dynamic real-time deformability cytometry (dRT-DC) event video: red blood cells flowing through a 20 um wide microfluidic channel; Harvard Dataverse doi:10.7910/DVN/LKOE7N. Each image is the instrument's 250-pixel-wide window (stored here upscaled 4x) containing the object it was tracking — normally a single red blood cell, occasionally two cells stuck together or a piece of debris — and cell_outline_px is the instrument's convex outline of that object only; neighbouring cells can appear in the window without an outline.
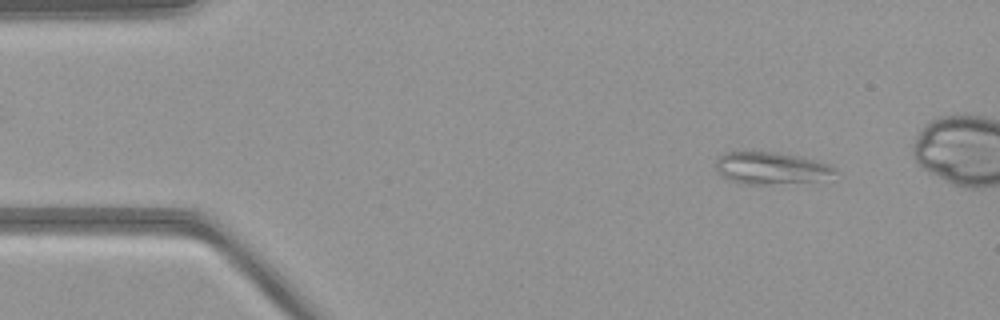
{"species": "common noctule bat (a hibernating species)", "species_latin": "Nyctalus noctula", "temperature_condition": "warm", "stored_images_in_passage": 52, "camera_frame_rate_fps": 3000, "um_per_image_px": 0.085, "animal": {"sex": "female", "body_mass_g": 21.9}, "frame": {"image": 1, "passage_image": 5, "time_ms": 1.333, "image_size_px": [1000, 320], "cell_outline_px": [[840, 172], [816, 180], [768, 184], [740, 184], [728, 180], [720, 176], [716, 172], [716, 156], [724, 152], [780, 152], [800, 156], [828, 164], [836, 168]], "centroid_in_image_um": [65.46, 14.28], "position_along_channel_um": 19.5, "area_um2": 22.43}}
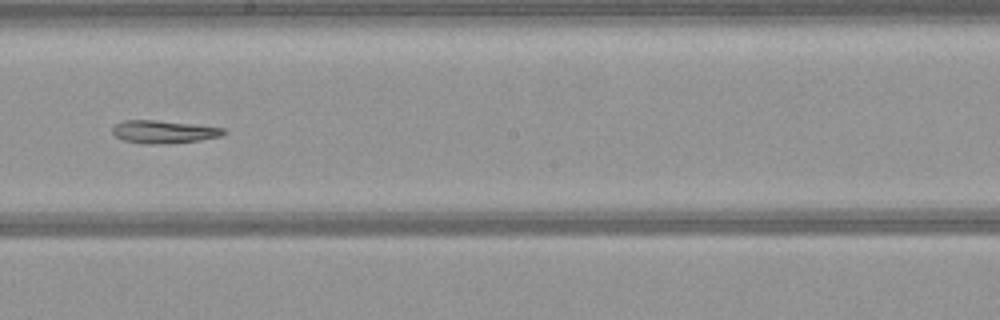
{"frame": {"image": 2, "passage_image": 28, "time_ms": 9.0, "image_size_px": [1000, 320], "cell_outline_px": [[228, 132], [220, 136], [200, 140], [160, 144], [144, 144], [124, 140], [116, 136], [112, 132], [112, 128], [116, 124], [124, 120], [156, 120], [192, 124], [224, 128]], "centroid_in_image_um": [13.91, 11.2], "position_along_channel_um": 234.3, "area_um2": 14.68}}
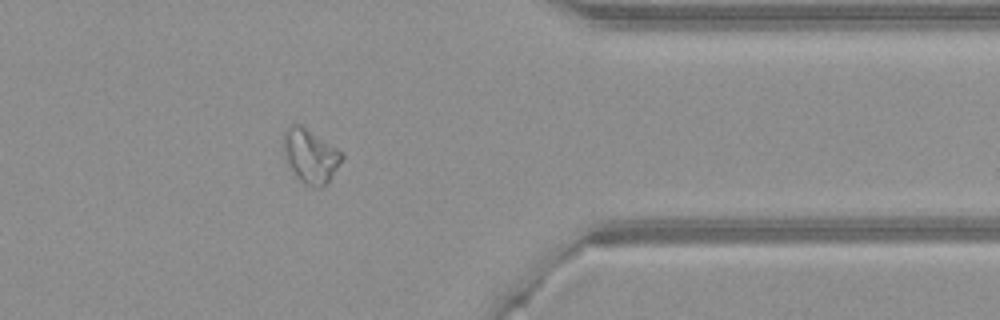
{"frame": {"image": 3, "passage_image": 41, "time_ms": 13.333, "image_size_px": [1000, 320], "cell_outline_px": [[344, 156], [328, 180], [320, 188], [316, 188], [304, 184], [296, 180], [284, 160], [284, 132], [288, 124], [300, 124], [344, 152]], "centroid_in_image_um": [26.34, 13.26], "position_along_channel_um": 385.1, "area_um2": 18.55}}